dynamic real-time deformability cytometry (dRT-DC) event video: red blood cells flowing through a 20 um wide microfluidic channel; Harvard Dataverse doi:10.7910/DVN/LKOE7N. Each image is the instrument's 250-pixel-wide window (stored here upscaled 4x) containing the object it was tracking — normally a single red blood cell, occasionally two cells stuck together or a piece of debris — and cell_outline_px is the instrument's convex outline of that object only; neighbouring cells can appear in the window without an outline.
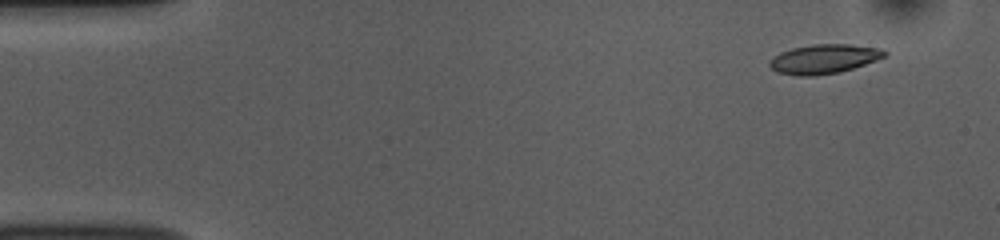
{"species": "common noctule bat (a hibernating species)", "species_latin": "Nyctalus noctula", "temperature_condition": "room temperature", "stored_images_in_passage": 49, "camera_frame_rate_fps": 3000, "um_per_image_px": 0.085, "animal": {"sex": "female", "body_mass_g": 10.0, "forearm_length_mm": 53.1}, "frame": {"image": 1, "passage_image": 1, "time_ms": 0.0, "image_size_px": [1000, 240], "cell_outline_px": [[888, 52], [884, 56], [876, 60], [840, 72], [812, 76], [796, 76], [776, 72], [768, 64], [768, 60], [772, 56], [780, 52], [792, 48], [812, 44], [852, 44], [880, 48]], "centroid_in_image_um": [69.98, 5.01], "position_along_channel_um": 15.0, "area_um2": 19.77}}
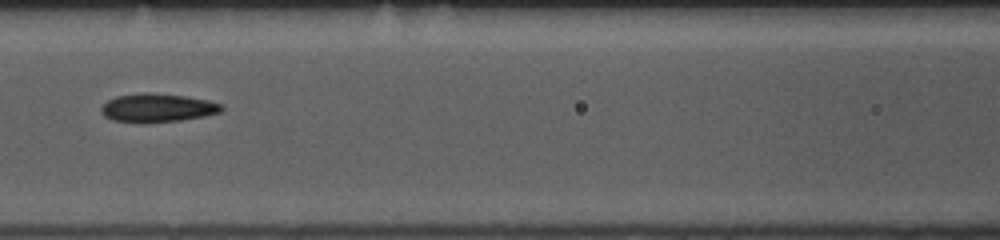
{"frame": {"image": 2, "passage_image": 20, "time_ms": 6.333, "image_size_px": [1000, 240], "cell_outline_px": [[224, 108], [220, 112], [204, 116], [180, 120], [144, 124], [112, 120], [104, 116], [100, 112], [100, 108], [108, 100], [116, 96], [144, 92], [184, 96], [208, 100], [224, 104]], "centroid_in_image_um": [13.37, 9.18], "position_along_channel_um": 153.2, "area_um2": 20.23}}
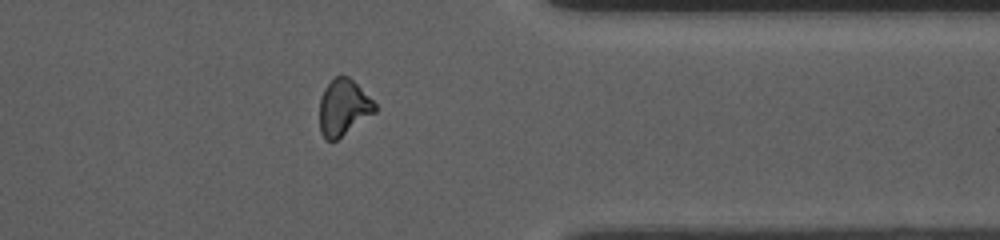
{"frame": {"image": 3, "passage_image": 39, "time_ms": 12.667, "image_size_px": [1000, 240], "cell_outline_px": [[376, 112], [336, 140], [324, 140], [320, 132], [320, 96], [324, 88], [340, 72], [348, 76], [376, 104]], "centroid_in_image_um": [29.17, 9.13], "position_along_channel_um": 382.2, "area_um2": 18.09}, "authors_computed_cell_mechanics": {"area_um2": 18.8428, "velocity_mm_per_s": 3.7925, "shape_relaxation_time_tau1_ms": 6.7555, "shape_relaxation_time_tau2_ms": 2.2955, "deformation_change_tau1": 0.1537, "deformation_change_tau2": 0.076}}